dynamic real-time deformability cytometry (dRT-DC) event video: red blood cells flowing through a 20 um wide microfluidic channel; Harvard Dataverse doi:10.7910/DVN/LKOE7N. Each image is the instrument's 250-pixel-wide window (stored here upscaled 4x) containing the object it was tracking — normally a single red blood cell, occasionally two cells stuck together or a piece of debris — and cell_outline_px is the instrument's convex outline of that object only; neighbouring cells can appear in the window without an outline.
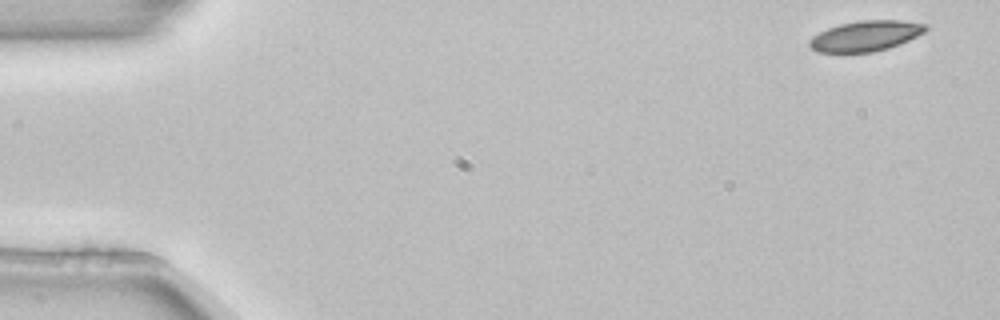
{"species": "common noctule bat (a hibernating species)", "species_latin": "Nyctalus noctula", "temperature_condition": "room temperature", "stored_images_in_passage": 4, "camera_frame_rate_fps": 3000, "um_per_image_px": 0.085, "animal": {"sex": "female", "body_mass_g": 22.7, "forearm_length_mm": 54.2}, "frame": {"image": 1, "passage_image": 1, "time_ms": 0.0, "image_size_px": [1000, 320], "cell_outline_px": [[928, 28], [924, 32], [900, 44], [888, 48], [872, 52], [816, 52], [808, 44], [808, 40], [812, 36], [828, 28], [840, 24], [860, 20], [900, 20], [928, 24]], "centroid_in_image_um": [73.57, 3.05], "position_along_channel_um": 11.4, "area_um2": 20.58}}
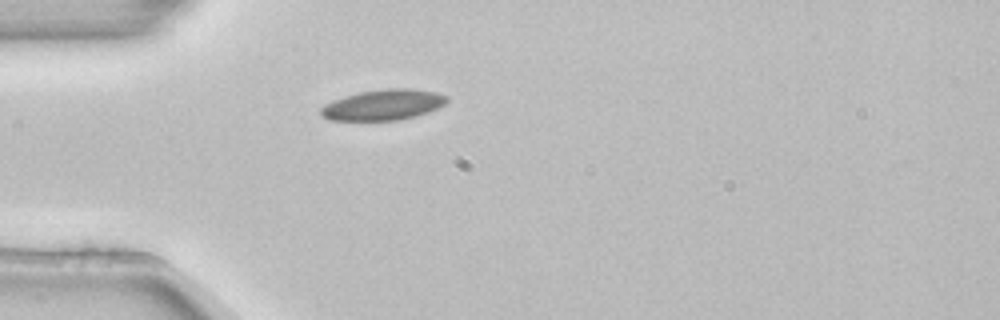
{"frame": {"image": 2, "passage_image": 4, "time_ms": 1.0, "image_size_px": [1000, 320], "cell_outline_px": [[448, 100], [444, 104], [428, 112], [416, 116], [396, 120], [328, 120], [320, 116], [320, 108], [324, 104], [344, 96], [360, 92], [388, 88], [412, 88], [436, 92], [448, 96]], "centroid_in_image_um": [32.56, 8.91], "position_along_channel_um": 52.4, "area_um2": 22.54}}